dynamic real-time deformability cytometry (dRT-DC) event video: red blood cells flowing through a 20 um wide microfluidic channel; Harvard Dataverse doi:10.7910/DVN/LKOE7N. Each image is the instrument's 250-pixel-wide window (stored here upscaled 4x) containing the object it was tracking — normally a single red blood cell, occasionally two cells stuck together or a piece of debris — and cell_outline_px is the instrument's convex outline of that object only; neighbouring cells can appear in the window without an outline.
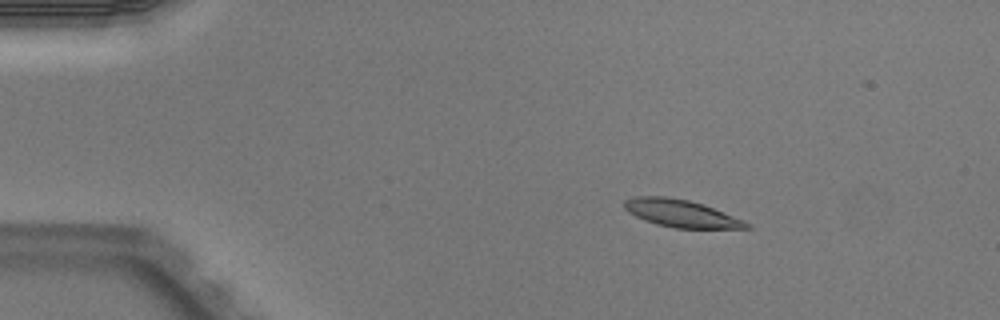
{"species": "Egyptian fruit bat (a non-hibernating species)", "species_latin": "Rousettus aegyptiacus", "temperature_condition": "warm", "stored_images_in_passage": 4, "camera_frame_rate_fps": 3000, "um_per_image_px": 0.085, "animal": {"sex": "male"}, "frame": {"image": 1, "passage_image": 2, "time_ms": 0.333, "image_size_px": [1000, 320], "cell_outline_px": [[752, 228], [676, 228], [656, 224], [644, 220], [628, 212], [624, 208], [624, 200], [632, 196], [664, 196], [688, 200], [704, 204], [744, 220], [752, 224]], "centroid_in_image_um": [57.89, 18.13], "position_along_channel_um": 27.1, "area_um2": 19.59}}